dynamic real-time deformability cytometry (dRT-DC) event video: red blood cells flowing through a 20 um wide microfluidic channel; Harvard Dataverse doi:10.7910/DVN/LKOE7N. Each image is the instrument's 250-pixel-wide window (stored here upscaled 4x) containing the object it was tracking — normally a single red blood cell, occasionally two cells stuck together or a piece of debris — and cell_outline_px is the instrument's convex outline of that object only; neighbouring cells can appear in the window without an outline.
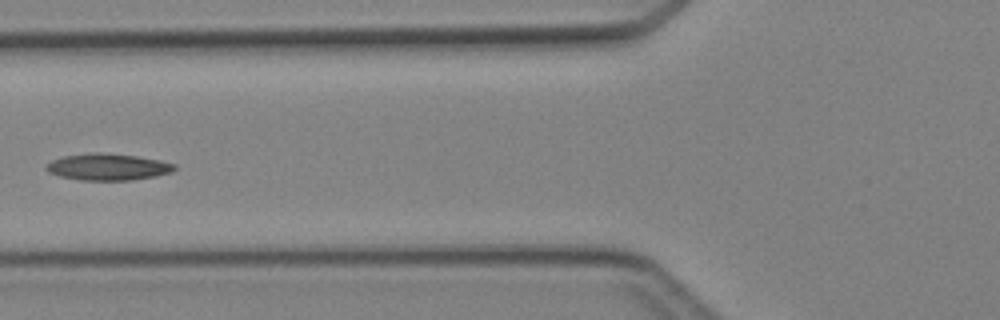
{"species": "Egyptian fruit bat (a non-hibernating species)", "species_latin": "Rousettus aegyptiacus", "temperature_condition": "cold", "stored_images_in_passage": 6, "camera_frame_rate_fps": 3000, "um_per_image_px": 0.085, "animal": {"sex": "female"}, "frame": {"image": 1, "passage_image": 5, "time_ms": 5.0, "image_size_px": [1000, 320], "cell_outline_px": [[176, 168], [172, 172], [156, 176], [132, 180], [80, 180], [60, 176], [48, 172], [44, 168], [52, 160], [64, 156], [92, 152], [100, 152], [136, 156], [160, 160], [176, 164]], "centroid_in_image_um": [9.18, 14.19], "position_along_channel_um": 116.6, "area_um2": 19.94}}
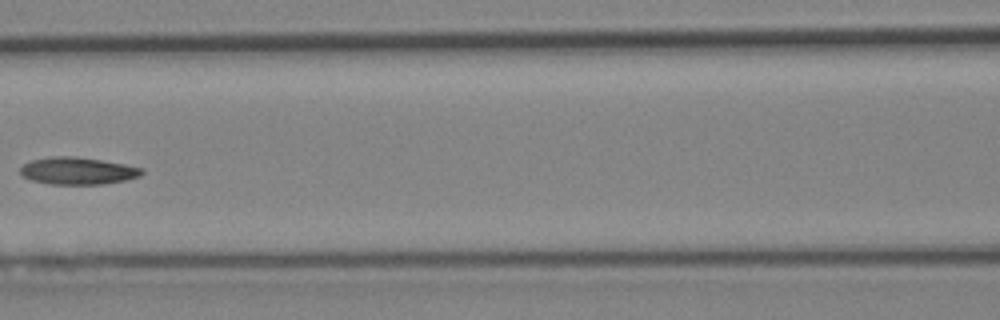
{"frame": {"image": 2, "passage_image": 6, "time_ms": 6.0, "image_size_px": [1000, 320], "cell_outline_px": [[144, 172], [140, 176], [124, 180], [104, 184], [52, 184], [32, 180], [24, 176], [20, 172], [20, 168], [24, 164], [32, 160], [52, 156], [76, 156], [124, 164], [144, 168]], "centroid_in_image_um": [6.63, 14.52], "position_along_channel_um": 160.0, "area_um2": 19.13}}